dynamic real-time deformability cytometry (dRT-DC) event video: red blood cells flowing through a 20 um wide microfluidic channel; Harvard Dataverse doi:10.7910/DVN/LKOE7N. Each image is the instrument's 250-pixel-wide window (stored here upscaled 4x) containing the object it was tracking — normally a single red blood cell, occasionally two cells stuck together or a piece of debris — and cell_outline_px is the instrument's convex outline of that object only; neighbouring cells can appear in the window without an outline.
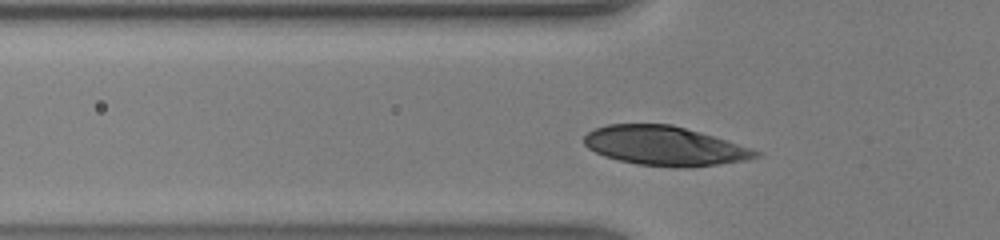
{"species": "human", "species_latin": "Homo sapiens", "temperature_condition": "warm", "stored_images_in_passage": 31, "camera_frame_rate_fps": 3000, "um_per_image_px": 0.085, "donor": {"sex": "male"}, "frame": {"image": 1, "passage_image": 8, "time_ms": 2.333, "image_size_px": [1000, 240], "cell_outline_px": [[760, 156], [748, 160], [684, 168], [672, 168], [636, 164], [604, 156], [588, 148], [584, 144], [584, 136], [588, 132], [596, 128], [608, 124], [672, 124], [700, 132], [752, 148], [760, 152]], "centroid_in_image_um": [56.49, 12.41], "position_along_channel_um": 69.3, "area_um2": 39.25}}
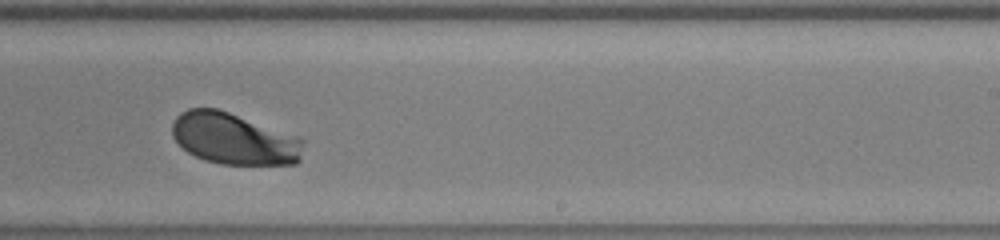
{"frame": {"image": 2, "passage_image": 22, "time_ms": 7.0, "image_size_px": [1000, 240], "cell_outline_px": [[304, 140], [300, 160], [296, 164], [220, 164], [204, 160], [188, 152], [172, 136], [172, 124], [176, 116], [180, 112], [188, 108], [216, 108], [300, 136]], "centroid_in_image_um": [19.9, 11.79], "position_along_channel_um": 269.1, "area_um2": 39.48}}
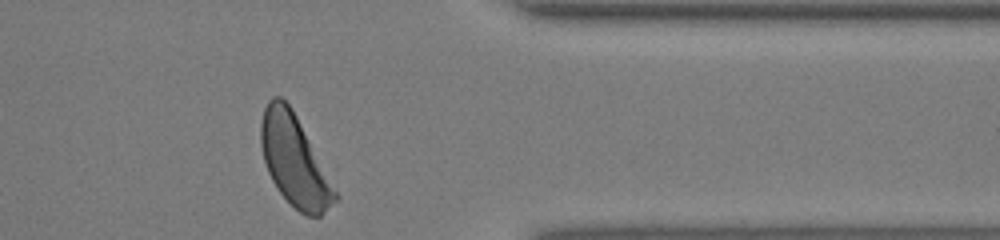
{"frame": {"image": 3, "passage_image": 31, "time_ms": 10.0, "image_size_px": [1000, 240], "cell_outline_px": [[340, 196], [320, 216], [308, 216], [300, 212], [276, 188], [268, 172], [264, 160], [260, 144], [260, 124], [264, 108], [268, 100], [272, 96], [280, 96], [292, 108]], "centroid_in_image_um": [25.01, 13.63], "position_along_channel_um": 386.4, "area_um2": 38.84}, "authors_computed_cell_mechanics": {"area_um2": 40.0554, "velocity_mm_per_s": 4.2954, "shape_relaxation_time_tau1_ms": 1.2123, "shape_relaxation_time_tau2_ms": null, "deformation_change_tau1": 0.1304, "deformation_change_tau2": null}}